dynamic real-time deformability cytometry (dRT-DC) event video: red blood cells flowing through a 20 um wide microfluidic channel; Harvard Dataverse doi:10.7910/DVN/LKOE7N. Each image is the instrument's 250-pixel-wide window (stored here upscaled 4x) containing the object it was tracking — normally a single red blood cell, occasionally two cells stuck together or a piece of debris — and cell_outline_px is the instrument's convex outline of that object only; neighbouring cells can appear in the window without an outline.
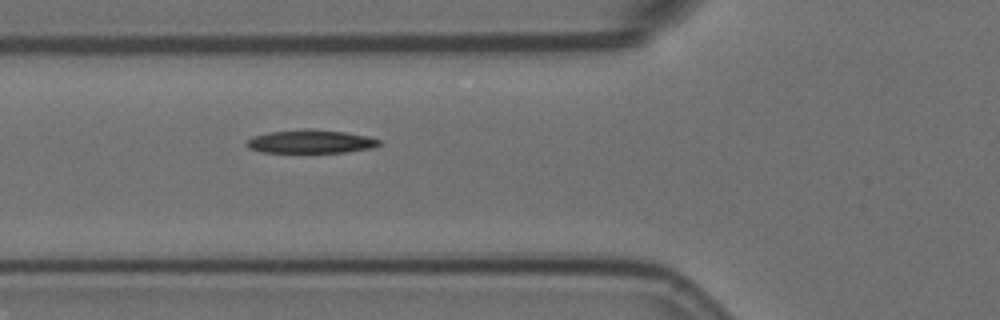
{"species": "Egyptian fruit bat (a non-hibernating species)", "species_latin": "Rousettus aegyptiacus", "temperature_condition": "room temperature", "stored_images_in_passage": 2, "camera_frame_rate_fps": 3000, "um_per_image_px": 0.085, "animal": {"sex": "female"}, "frame": {"image": 1, "passage_image": 2, "time_ms": 0.333, "image_size_px": [1000, 320], "cell_outline_px": [[380, 144], [372, 148], [344, 152], [260, 152], [248, 148], [244, 144], [252, 136], [268, 132], [304, 128], [308, 128], [344, 132], [368, 136], [380, 140]], "centroid_in_image_um": [26.36, 12.02], "position_along_channel_um": 99.4, "area_um2": 18.15}}